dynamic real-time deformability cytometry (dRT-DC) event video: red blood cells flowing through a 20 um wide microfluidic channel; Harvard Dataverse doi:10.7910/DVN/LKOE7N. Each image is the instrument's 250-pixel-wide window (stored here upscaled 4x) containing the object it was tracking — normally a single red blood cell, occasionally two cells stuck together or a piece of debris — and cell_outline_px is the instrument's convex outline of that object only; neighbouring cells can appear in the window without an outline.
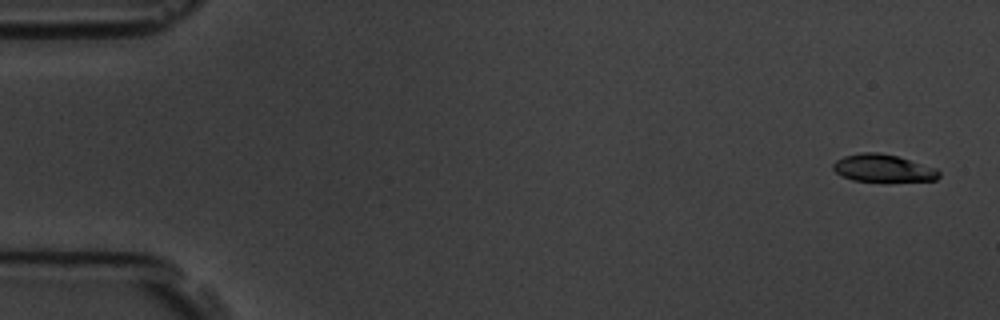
{"species": "common noctule bat (a hibernating species)", "species_latin": "Nyctalus noctula", "temperature_condition": "room temperature", "stored_images_in_passage": 5, "camera_frame_rate_fps": 3000, "um_per_image_px": 0.085, "animal": {"sex": "male", "body_mass_g": 19.5, "forearm_length_mm": 54.6}, "frame": {"image": 1, "passage_image": 1, "time_ms": 0.0, "image_size_px": [1000, 320], "cell_outline_px": [[940, 176], [936, 180], [888, 184], [852, 180], [840, 176], [832, 168], [832, 164], [836, 160], [844, 156], [860, 152], [880, 152], [896, 156], [936, 168], [940, 172]], "centroid_in_image_um": [75.06, 14.35], "position_along_channel_um": 9.9, "area_um2": 17.86}}